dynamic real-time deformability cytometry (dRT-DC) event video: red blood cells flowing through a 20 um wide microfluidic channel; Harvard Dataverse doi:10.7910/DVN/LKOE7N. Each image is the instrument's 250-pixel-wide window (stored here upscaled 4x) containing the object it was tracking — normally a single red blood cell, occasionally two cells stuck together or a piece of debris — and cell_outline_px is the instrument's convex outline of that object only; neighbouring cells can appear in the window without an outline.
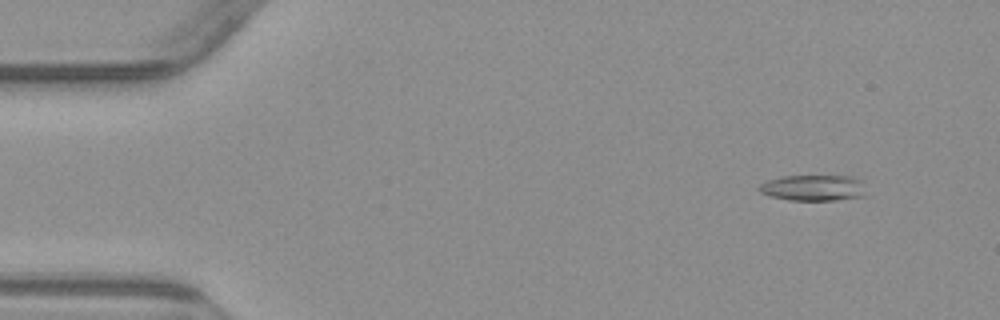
{"species": "common noctule bat (a hibernating species)", "species_latin": "Nyctalus noctula", "temperature_condition": "warm", "stored_images_in_passage": 5, "camera_frame_rate_fps": 3000, "um_per_image_px": 0.085, "animal": {"sex": "male", "body_mass_g": 23.1, "forearm_length_mm": 52.7}, "frame": {"image": 1, "passage_image": 2, "time_ms": 1.333, "image_size_px": [1000, 320], "cell_outline_px": [[864, 196], [836, 200], [788, 200], [768, 196], [760, 192], [756, 188], [760, 184], [768, 180], [784, 176], [852, 176], [860, 180]], "centroid_in_image_um": [69.06, 15.97], "position_along_channel_um": 15.9, "area_um2": 16.07}}
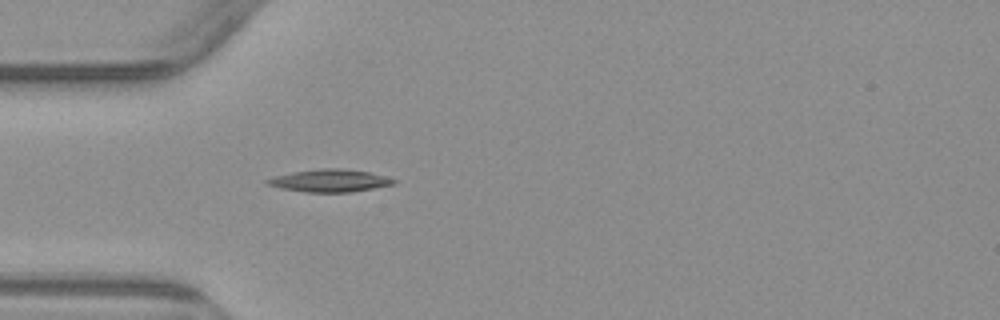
{"frame": {"image": 2, "passage_image": 5, "time_ms": 5.0, "image_size_px": [1000, 320], "cell_outline_px": [[396, 184], [352, 192], [308, 192], [280, 188], [264, 184], [264, 180], [276, 176], [292, 172], [320, 168], [340, 168], [368, 172], [384, 176], [396, 180]], "centroid_in_image_um": [28.01, 15.35], "position_along_channel_um": 57.0, "area_um2": 16.59}}